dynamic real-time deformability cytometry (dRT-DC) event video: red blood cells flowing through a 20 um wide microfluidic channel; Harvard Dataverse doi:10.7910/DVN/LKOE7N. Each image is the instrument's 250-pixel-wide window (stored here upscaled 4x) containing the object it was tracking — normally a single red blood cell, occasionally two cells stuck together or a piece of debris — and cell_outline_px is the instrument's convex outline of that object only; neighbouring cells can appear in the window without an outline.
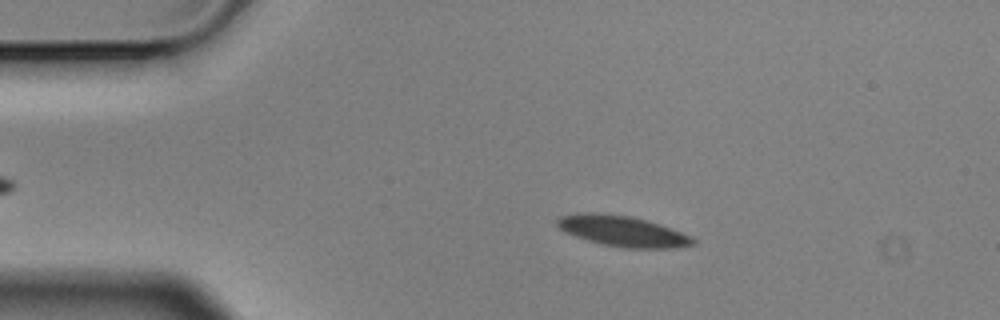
{"species": "Egyptian fruit bat (a non-hibernating species)", "species_latin": "Rousettus aegyptiacus", "temperature_condition": "cold", "stored_images_in_passage": 50, "camera_frame_rate_fps": 3000, "um_per_image_px": 0.085, "animal": {"sex": "male"}, "frame": {"image": 1, "passage_image": 11, "time_ms": 3.333, "image_size_px": [1000, 320], "cell_outline_px": [[696, 244], [676, 248], [624, 248], [600, 244], [564, 232], [556, 224], [556, 220], [560, 216], [576, 212], [592, 212], [632, 216], [660, 224], [672, 228], [692, 236], [696, 240]], "centroid_in_image_um": [52.93, 19.64], "position_along_channel_um": 32.1, "area_um2": 24.57}}
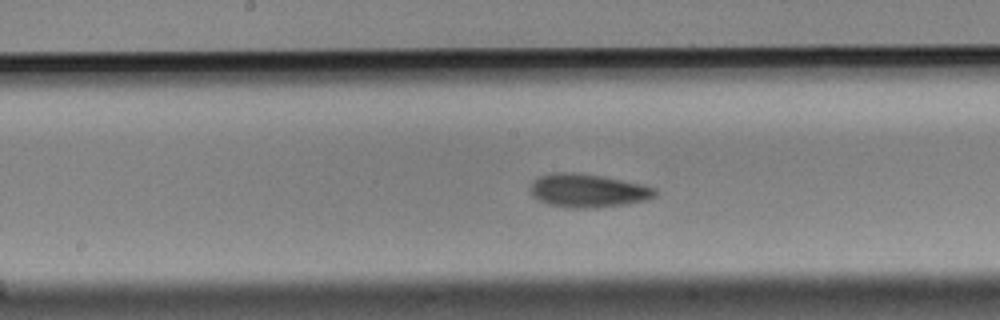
{"frame": {"image": 2, "passage_image": 29, "time_ms": 9.333, "image_size_px": [1000, 320], "cell_outline_px": [[660, 192], [656, 196], [648, 200], [628, 204], [592, 208], [576, 208], [548, 204], [532, 196], [528, 188], [532, 180], [540, 176], [556, 172], [572, 172], [600, 176], [644, 184], [656, 188]], "centroid_in_image_um": [50.0, 16.2], "position_along_channel_um": 198.2, "area_um2": 24.57}}
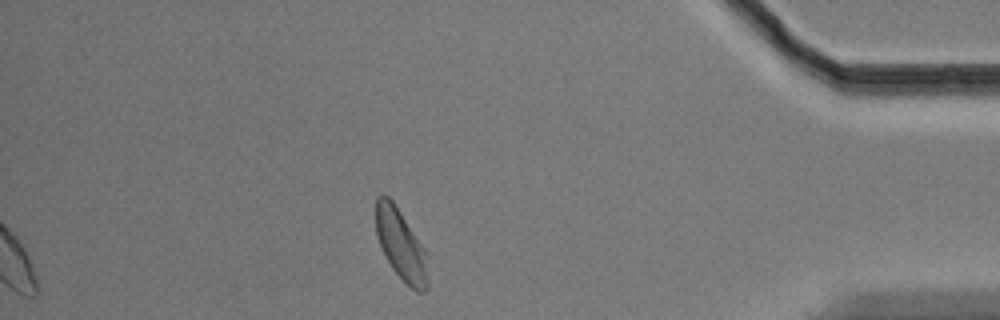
{"frame": {"image": 3, "passage_image": 50, "time_ms": 16.333, "image_size_px": [1000, 320], "cell_outline_px": [[428, 288], [424, 292], [416, 292], [392, 268], [384, 256], [376, 236], [376, 196], [388, 196], [392, 200], [428, 252]], "centroid_in_image_um": [34.11, 20.83], "position_along_channel_um": 401.1, "area_um2": 21.68}, "authors_computed_cell_mechanics": {"area_um2": 23.698, "velocity_mm_per_s": 3.4827, "shape_relaxation_time_tau1_ms": 3.4117, "shape_relaxation_time_tau2_ms": 4.4191, "deformation_change_tau1": 0.0955, "deformation_change_tau2": 0.0827}}